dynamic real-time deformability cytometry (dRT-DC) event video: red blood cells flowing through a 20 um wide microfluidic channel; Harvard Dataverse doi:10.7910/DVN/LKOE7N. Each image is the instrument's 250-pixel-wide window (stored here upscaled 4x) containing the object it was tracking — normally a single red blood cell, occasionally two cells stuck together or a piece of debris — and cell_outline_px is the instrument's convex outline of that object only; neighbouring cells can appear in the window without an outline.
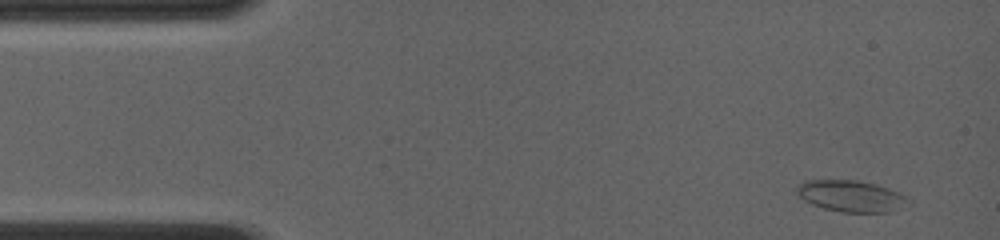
{"species": "common noctule bat (a hibernating species)", "species_latin": "Nyctalus noctula", "temperature_condition": "room temperature", "stored_images_in_passage": 4, "camera_frame_rate_fps": 4000, "um_per_image_px": 0.085, "animal": {"sex": "female", "body_mass_g": 19.0, "forearm_length_mm": 56.7}, "frame": {"image": 1, "passage_image": 1, "time_ms": 0.0, "image_size_px": [1000, 240], "cell_outline_px": [[912, 204], [888, 212], [840, 212], [824, 208], [812, 204], [796, 196], [796, 184], [804, 180], [856, 180], [876, 184], [900, 192]], "centroid_in_image_um": [72.3, 16.66], "position_along_channel_um": 12.7, "area_um2": 20.63}}
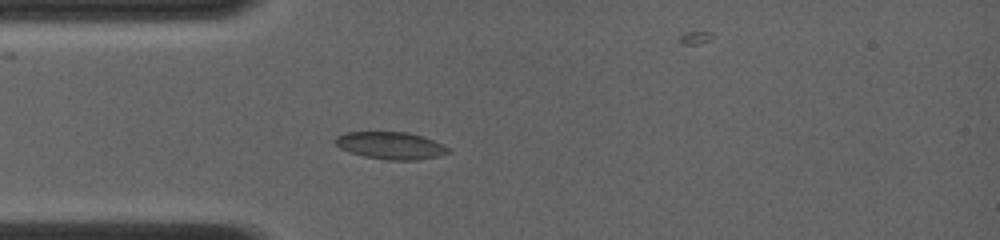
{"frame": {"image": 2, "passage_image": 4, "time_ms": 0.75, "image_size_px": [1000, 240], "cell_outline_px": [[452, 152], [440, 156], [420, 160], [388, 160], [364, 156], [340, 148], [332, 140], [336, 136], [344, 132], [408, 132], [432, 140], [448, 148]], "centroid_in_image_um": [33.19, 12.37], "position_along_channel_um": 51.8, "area_um2": 17.92}}